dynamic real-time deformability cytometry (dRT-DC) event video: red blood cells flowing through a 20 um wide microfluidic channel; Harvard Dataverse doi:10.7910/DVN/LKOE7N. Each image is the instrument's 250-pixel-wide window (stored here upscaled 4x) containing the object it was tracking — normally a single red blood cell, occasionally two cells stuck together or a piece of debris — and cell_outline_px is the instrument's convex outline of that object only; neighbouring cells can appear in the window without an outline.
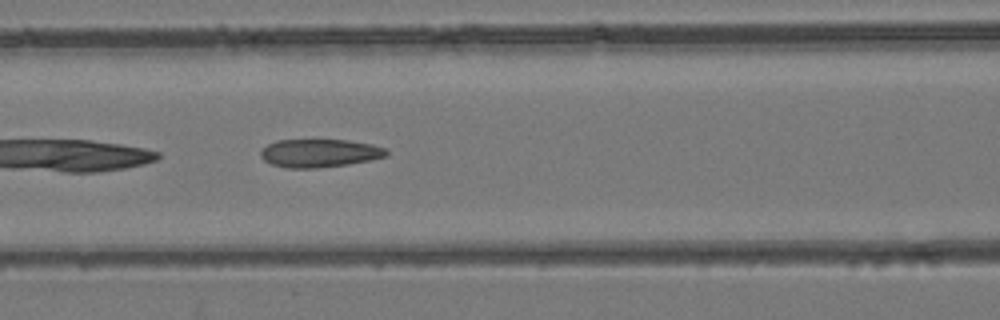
{"species": "common noctule bat (a hibernating species)", "species_latin": "Nyctalus noctula", "temperature_condition": "room temperature", "stored_images_in_passage": 37, "camera_frame_rate_fps": 3000, "um_per_image_px": 0.085, "animal": {"sex": "female", "body_mass_g": 24.6, "forearm_length_mm": 56.2}, "frame": {"image": 1, "passage_image": 10, "time_ms": 3.0, "image_size_px": [1000, 320], "cell_outline_px": [[388, 156], [348, 164], [316, 168], [288, 168], [272, 164], [264, 160], [260, 156], [260, 152], [268, 144], [276, 140], [348, 140], [372, 144], [384, 148], [388, 152]], "centroid_in_image_um": [27.15, 13.01], "position_along_channel_um": 139.4, "area_um2": 20.52}}
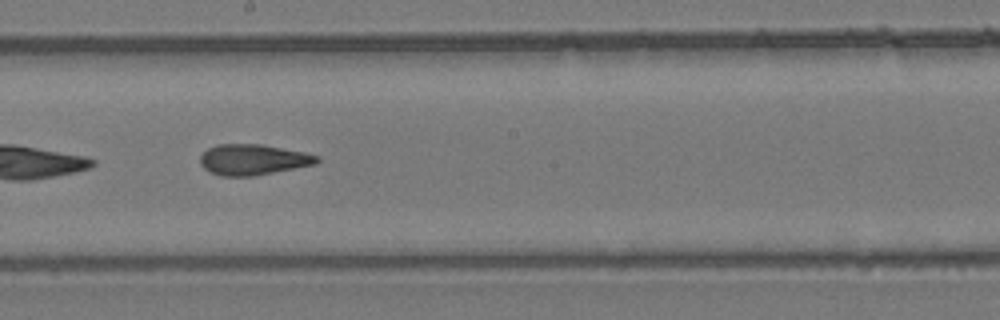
{"frame": {"image": 2, "passage_image": 16, "time_ms": 5.0, "image_size_px": [1000, 320], "cell_outline_px": [[320, 160], [316, 164], [256, 176], [220, 176], [208, 172], [200, 164], [200, 156], [208, 148], [216, 144], [264, 144], [304, 152], [320, 156]], "centroid_in_image_um": [21.51, 13.57], "position_along_channel_um": 226.7, "area_um2": 21.21}}
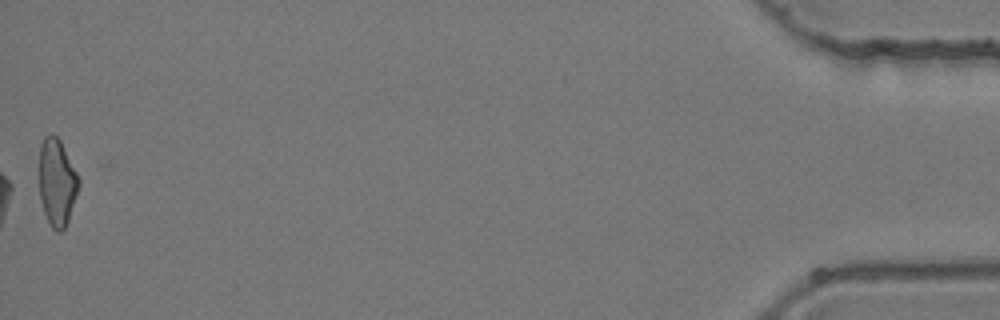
{"frame": {"image": 3, "passage_image": 37, "time_ms": 12.0, "image_size_px": [1000, 320], "cell_outline_px": [[80, 184], [68, 220], [64, 228], [60, 232], [56, 232], [52, 228], [44, 212], [40, 200], [40, 144], [44, 136], [52, 132], [60, 140], [80, 180]], "centroid_in_image_um": [4.84, 15.48], "position_along_channel_um": 430.4, "area_um2": 19.88}}